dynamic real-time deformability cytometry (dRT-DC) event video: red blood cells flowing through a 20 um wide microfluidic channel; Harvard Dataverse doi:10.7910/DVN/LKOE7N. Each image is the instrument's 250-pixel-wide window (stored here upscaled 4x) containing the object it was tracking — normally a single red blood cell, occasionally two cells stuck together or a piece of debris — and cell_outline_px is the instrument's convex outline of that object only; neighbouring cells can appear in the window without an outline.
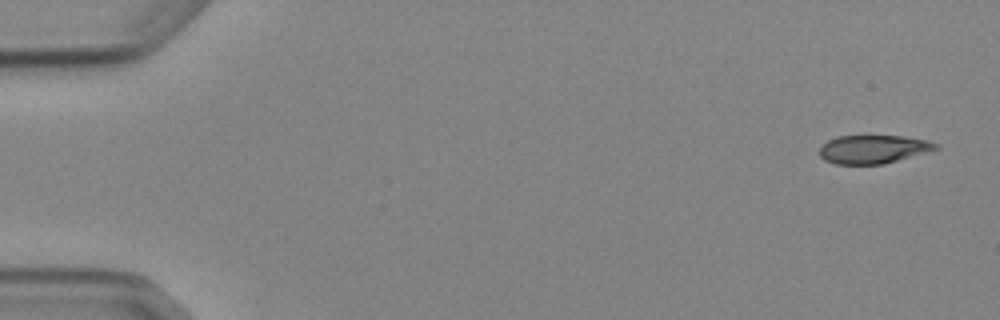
{"species": "Egyptian fruit bat (a non-hibernating species)", "species_latin": "Rousettus aegyptiacus", "temperature_condition": "cold", "stored_images_in_passage": 5, "camera_frame_rate_fps": 3000, "um_per_image_px": 0.085, "animal": {"sex": "female"}, "frame": {"image": 1, "passage_image": 1, "time_ms": 0.0, "image_size_px": [1000, 320], "cell_outline_px": [[940, 148], [884, 164], [836, 164], [824, 160], [820, 156], [820, 144], [836, 136], [904, 136], [928, 140], [940, 144]], "centroid_in_image_um": [74.22, 12.68], "position_along_channel_um": 10.8, "area_um2": 19.36}}
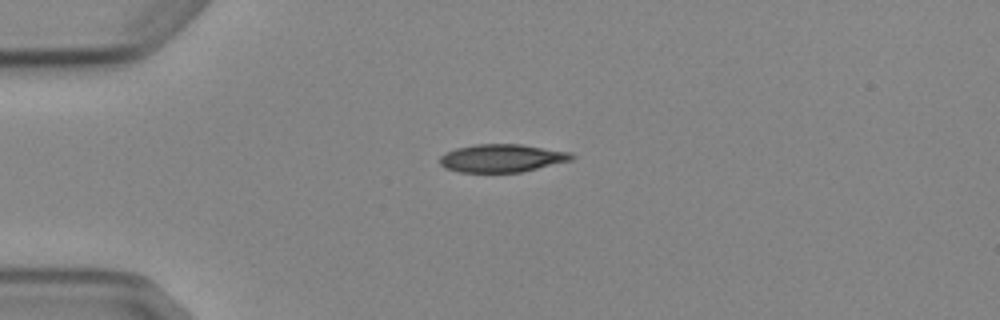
{"frame": {"image": 2, "passage_image": 4, "time_ms": 3.667, "image_size_px": [1000, 320], "cell_outline_px": [[576, 156], [572, 160], [520, 172], [460, 172], [444, 168], [440, 164], [440, 156], [444, 152], [456, 148], [476, 144], [520, 144], [572, 152]], "centroid_in_image_um": [42.65, 13.44], "position_along_channel_um": 42.3, "area_um2": 21.56}}